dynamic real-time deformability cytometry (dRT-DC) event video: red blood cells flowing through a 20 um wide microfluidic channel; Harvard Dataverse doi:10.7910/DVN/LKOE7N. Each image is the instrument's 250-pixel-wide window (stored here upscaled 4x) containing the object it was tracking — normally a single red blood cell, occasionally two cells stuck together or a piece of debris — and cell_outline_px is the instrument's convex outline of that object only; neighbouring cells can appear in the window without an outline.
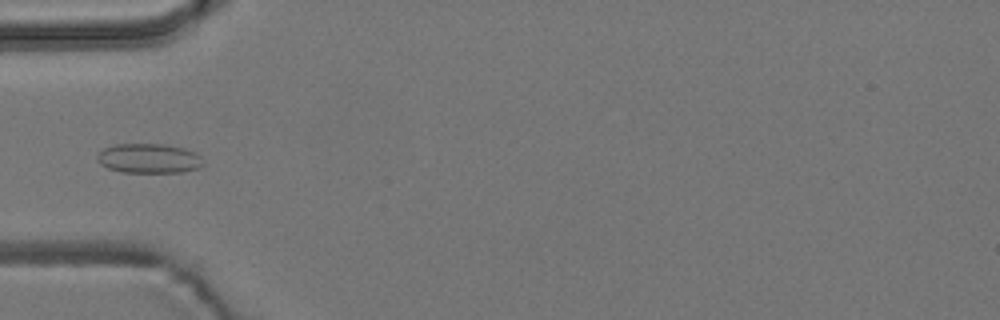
{"species": "common noctule bat (a hibernating species)", "species_latin": "Nyctalus noctula", "temperature_condition": "room temperature", "stored_images_in_passage": 6, "camera_frame_rate_fps": 3000, "um_per_image_px": 0.085, "animal": {"sex": "male", "body_mass_g": 19.2, "forearm_length_mm": 51.8}, "frame": {"image": 1, "passage_image": 6, "time_ms": 5.667, "image_size_px": [1000, 320], "cell_outline_px": [[204, 164], [196, 168], [184, 172], [120, 172], [108, 168], [100, 164], [96, 160], [96, 156], [104, 148], [116, 144], [164, 144], [184, 148], [196, 152], [200, 156]], "centroid_in_image_um": [12.64, 13.46], "position_along_channel_um": 72.4, "area_um2": 18.32}}